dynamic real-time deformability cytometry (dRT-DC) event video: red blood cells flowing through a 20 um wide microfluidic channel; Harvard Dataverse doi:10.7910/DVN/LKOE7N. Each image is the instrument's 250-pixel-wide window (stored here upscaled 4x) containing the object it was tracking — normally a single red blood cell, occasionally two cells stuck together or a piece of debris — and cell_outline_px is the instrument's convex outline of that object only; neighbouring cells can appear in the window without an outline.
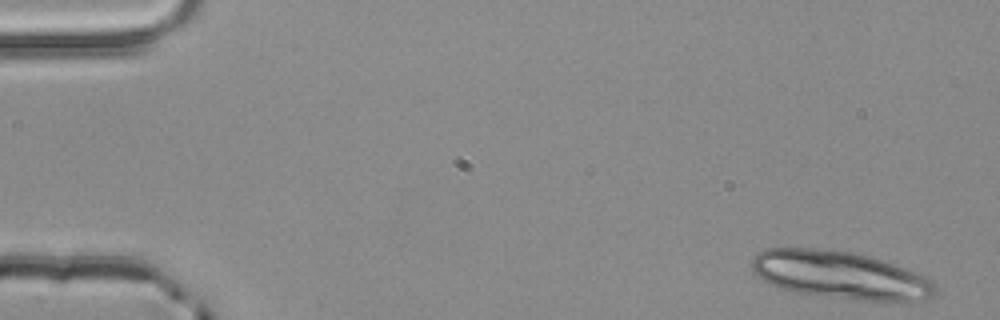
{"species": "common noctule bat (a hibernating species)", "species_latin": "Nyctalus noctula", "temperature_condition": "room temperature", "stored_images_in_passage": 5, "segment_of_instrument_passage": [1, 2], "camera_frame_rate_fps": 3000, "um_per_image_px": 0.085, "animal": {"sex": "male", "body_mass_g": 20.4}, "frame": {"image": 1, "passage_image": 1, "time_ms": 0.0, "image_size_px": [1000, 320], "cell_outline_px": [[936, 292], [932, 296], [924, 300], [864, 300], [796, 292], [772, 284], [764, 280], [752, 268], [752, 256], [768, 248], [808, 248], [852, 252], [868, 256], [892, 264], [924, 276], [932, 280], [936, 284]], "centroid_in_image_um": [71.42, 23.37], "position_along_channel_um": 13.6, "area_um2": 49.82}}